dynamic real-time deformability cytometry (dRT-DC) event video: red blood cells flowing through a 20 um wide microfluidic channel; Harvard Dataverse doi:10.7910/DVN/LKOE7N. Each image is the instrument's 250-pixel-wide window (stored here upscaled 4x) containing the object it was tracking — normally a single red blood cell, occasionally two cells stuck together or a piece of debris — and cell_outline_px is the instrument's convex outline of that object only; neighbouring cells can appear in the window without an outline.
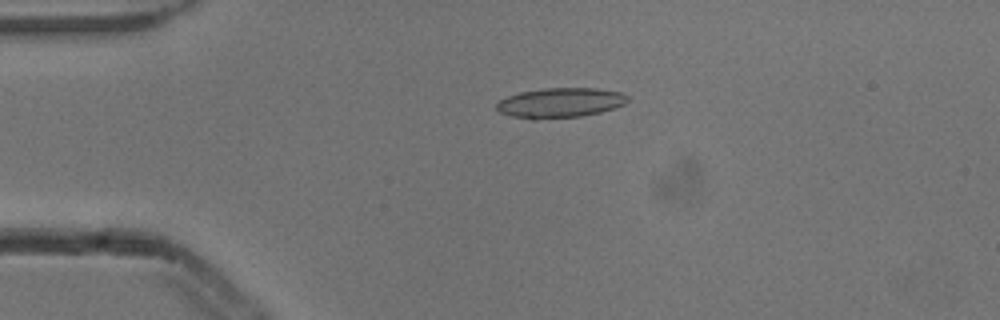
{"species": "common noctule bat (a hibernating species)", "species_latin": "Nyctalus noctula", "temperature_condition": "cold", "stored_images_in_passage": 5, "camera_frame_rate_fps": 3000, "um_per_image_px": 0.085, "animal": {"sex": "male", "body_mass_g": 13.3}, "frame": {"image": 1, "passage_image": 4, "time_ms": 1.0, "image_size_px": [1000, 320], "cell_outline_px": [[628, 100], [624, 104], [616, 108], [600, 112], [580, 116], [536, 120], [532, 120], [512, 116], [500, 112], [496, 108], [496, 104], [500, 100], [508, 96], [520, 92], [544, 88], [596, 88], [620, 92], [628, 96]], "centroid_in_image_um": [47.61, 8.74], "position_along_channel_um": 37.4, "area_um2": 22.89}}